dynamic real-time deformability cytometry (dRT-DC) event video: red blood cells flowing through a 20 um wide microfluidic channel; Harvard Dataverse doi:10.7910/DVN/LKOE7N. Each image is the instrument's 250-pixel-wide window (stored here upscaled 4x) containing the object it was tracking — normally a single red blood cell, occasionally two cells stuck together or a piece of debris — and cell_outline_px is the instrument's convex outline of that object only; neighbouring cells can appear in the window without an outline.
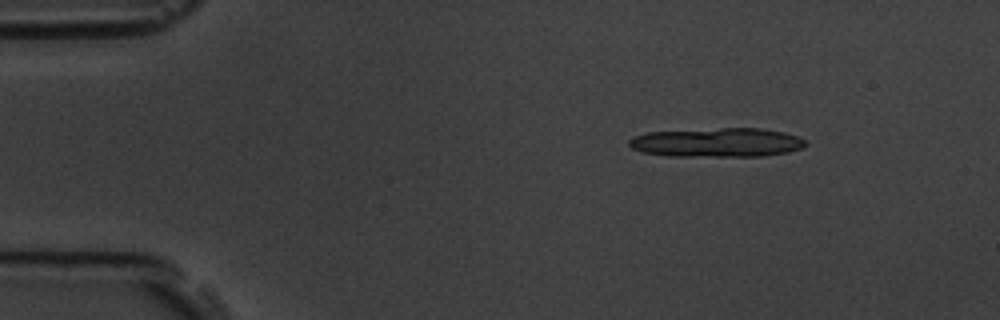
{"species": "common noctule bat (a hibernating species)", "species_latin": "Nyctalus noctula", "temperature_condition": "room temperature", "stored_images_in_passage": 5, "segment_of_instrument_passage": [1, 2], "camera_frame_rate_fps": 3000, "um_per_image_px": 0.085, "animal": {"sex": "male", "body_mass_g": 19.5, "forearm_length_mm": 54.6}, "frame": {"image": 1, "passage_image": 1, "time_ms": 0.0, "image_size_px": [1000, 320], "cell_outline_px": [[808, 144], [804, 148], [788, 152], [764, 156], [668, 156], [640, 152], [632, 148], [628, 144], [628, 140], [632, 136], [648, 132], [720, 128], [760, 128], [784, 132], [796, 136], [804, 140]], "centroid_in_image_um": [60.94, 12.11], "position_along_channel_um": 24.1, "area_um2": 30.17}}